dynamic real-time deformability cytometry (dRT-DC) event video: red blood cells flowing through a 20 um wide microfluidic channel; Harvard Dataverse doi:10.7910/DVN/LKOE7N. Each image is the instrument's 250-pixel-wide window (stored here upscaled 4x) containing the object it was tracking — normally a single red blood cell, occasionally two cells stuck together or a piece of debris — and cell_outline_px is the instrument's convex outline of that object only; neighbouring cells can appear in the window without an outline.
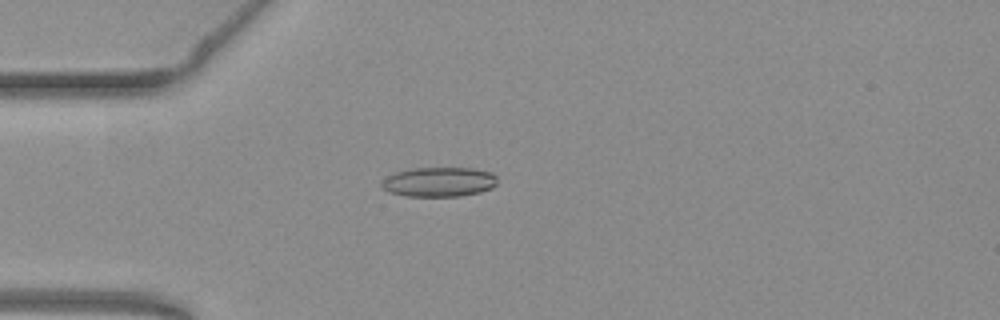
{"species": "common noctule bat (a hibernating species)", "species_latin": "Nyctalus noctula", "temperature_condition": "warm", "stored_images_in_passage": 54, "camera_frame_rate_fps": 3000, "um_per_image_px": 0.085, "animal": {"sex": "female", "body_mass_g": 19.3, "forearm_length_mm": 54.1}, "frame": {"image": 1, "passage_image": 15, "time_ms": 4.667, "image_size_px": [1000, 320], "cell_outline_px": [[496, 184], [492, 188], [480, 192], [460, 196], [404, 196], [388, 192], [380, 184], [388, 176], [396, 172], [412, 168], [472, 168], [492, 172], [496, 176]], "centroid_in_image_um": [37.33, 15.46], "position_along_channel_um": 47.7, "area_um2": 19.94}}
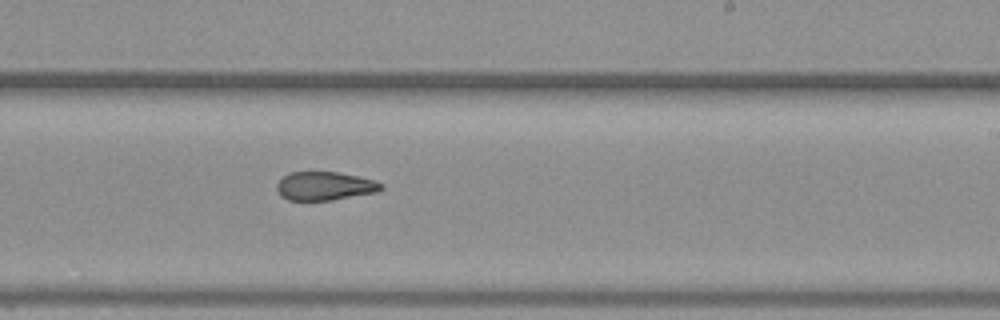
{"frame": {"image": 2, "passage_image": 33, "time_ms": 10.667, "image_size_px": [1000, 320], "cell_outline_px": [[384, 188], [376, 192], [332, 200], [288, 200], [280, 196], [276, 188], [276, 184], [288, 172], [336, 172], [376, 180], [384, 184]], "centroid_in_image_um": [27.6, 15.81], "position_along_channel_um": 261.4, "area_um2": 17.4}}
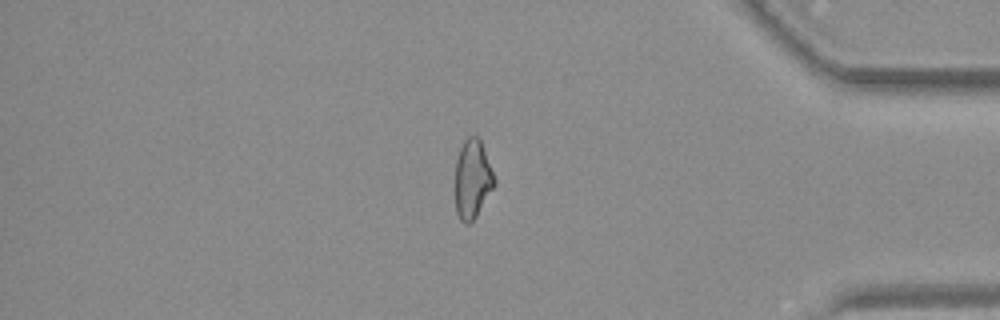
{"frame": {"image": 3, "passage_image": 46, "time_ms": 15.0, "image_size_px": [1000, 320], "cell_outline_px": [[496, 184], [476, 216], [468, 224], [464, 224], [460, 220], [456, 212], [456, 160], [460, 148], [464, 140], [468, 136], [476, 136], [480, 140], [496, 180]], "centroid_in_image_um": [40.16, 15.24], "position_along_channel_um": 395.0, "area_um2": 17.8}, "authors_computed_cell_mechanics": {"area_um2": 18.9295, "velocity_mm_per_s": 3.7958, "shape_relaxation_time_tau1_ms": null, "shape_relaxation_time_tau2_ms": 2.4985, "deformation_change_tau1": null, "deformation_change_tau2": 0.104}}